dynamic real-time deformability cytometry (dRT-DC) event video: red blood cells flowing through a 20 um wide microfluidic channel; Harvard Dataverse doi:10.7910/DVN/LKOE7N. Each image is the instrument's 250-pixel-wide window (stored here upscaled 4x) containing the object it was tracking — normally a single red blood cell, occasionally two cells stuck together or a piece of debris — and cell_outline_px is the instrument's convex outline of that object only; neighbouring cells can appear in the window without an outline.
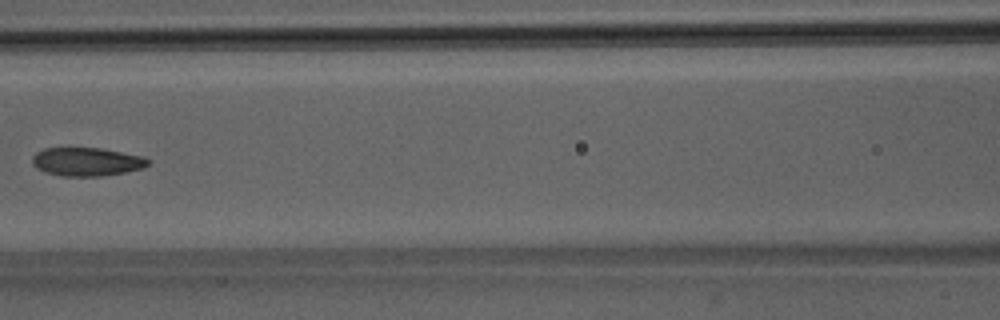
{"species": "Egyptian fruit bat (a non-hibernating species)", "species_latin": "Rousettus aegyptiacus", "temperature_condition": "room temperature", "stored_images_in_passage": 6, "camera_frame_rate_fps": 3000, "um_per_image_px": 0.085, "animal": {"sex": "male"}, "frame": {"image": 1, "passage_image": 6, "time_ms": 7.0, "image_size_px": [1000, 320], "cell_outline_px": [[152, 160], [144, 168], [124, 172], [100, 176], [60, 176], [44, 172], [36, 168], [32, 164], [32, 156], [36, 152], [44, 148], [100, 148], [144, 156]], "centroid_in_image_um": [7.36, 13.75], "position_along_channel_um": 159.2, "area_um2": 19.36}}